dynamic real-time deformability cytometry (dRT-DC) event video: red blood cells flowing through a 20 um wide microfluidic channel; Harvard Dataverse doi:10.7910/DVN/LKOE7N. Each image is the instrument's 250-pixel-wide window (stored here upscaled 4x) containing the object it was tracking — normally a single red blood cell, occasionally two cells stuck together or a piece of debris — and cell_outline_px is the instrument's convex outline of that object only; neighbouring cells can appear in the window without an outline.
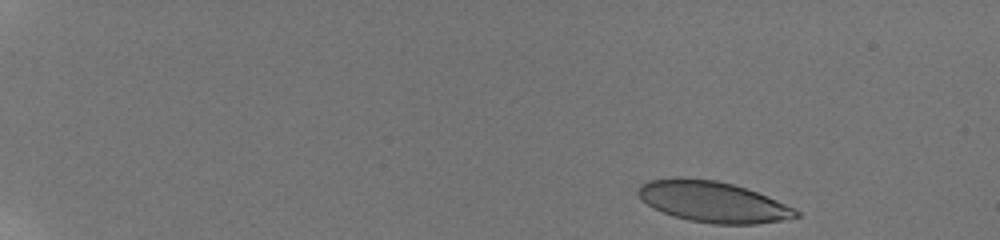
{"species": "human", "species_latin": "Homo sapiens", "temperature_condition": "room temperature", "stored_images_in_passage": 22, "camera_frame_rate_fps": 3000, "um_per_image_px": 0.085, "donor": {"sex": "male"}, "frame": {"image": 1, "passage_image": 1, "time_ms": 0.0, "image_size_px": [1000, 240], "cell_outline_px": [[800, 216], [780, 220], [756, 224], [712, 224], [688, 220], [664, 212], [648, 204], [636, 192], [636, 188], [640, 184], [648, 180], [676, 176], [680, 176], [716, 180], [732, 184], [756, 192], [776, 200], [800, 212]], "centroid_in_image_um": [60.54, 17.13], "position_along_channel_um": 24.5, "area_um2": 37.4}}
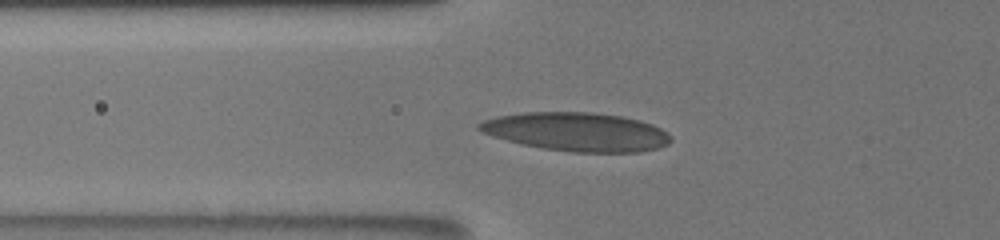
{"frame": {"image": 2, "passage_image": 15, "time_ms": 5.333, "image_size_px": [1000, 240], "cell_outline_px": [[672, 140], [668, 144], [656, 148], [640, 152], [572, 152], [544, 148], [520, 144], [484, 132], [476, 128], [476, 124], [484, 120], [496, 116], [524, 112], [592, 112], [624, 116], [640, 120], [652, 124], [668, 132], [672, 136]], "centroid_in_image_um": [49.06, 11.19], "position_along_channel_um": 76.7, "area_um2": 43.23}}